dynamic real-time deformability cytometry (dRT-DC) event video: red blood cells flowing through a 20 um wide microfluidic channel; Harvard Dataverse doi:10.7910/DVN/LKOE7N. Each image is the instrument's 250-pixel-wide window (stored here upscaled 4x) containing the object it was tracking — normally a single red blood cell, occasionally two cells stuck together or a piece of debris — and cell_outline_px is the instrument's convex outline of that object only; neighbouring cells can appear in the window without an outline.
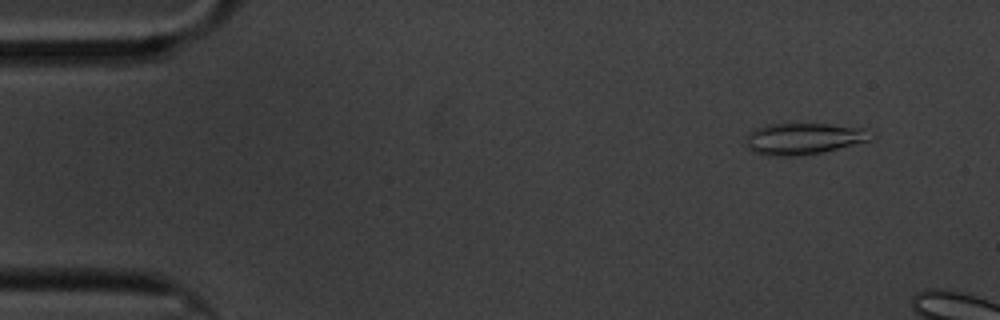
{"species": "common noctule bat (a hibernating species)", "species_latin": "Nyctalus noctula", "temperature_condition": "cold", "stored_images_in_passage": 11, "camera_frame_rate_fps": 3000, "um_per_image_px": 0.085, "animal": {"sex": "male", "body_mass_g": 20.1, "forearm_length_mm": 53.5}, "frame": {"image": 1, "passage_image": 5, "time_ms": 1.333, "image_size_px": [1000, 320], "cell_outline_px": [[876, 136], [872, 140], [820, 152], [800, 156], [768, 156], [752, 152], [748, 148], [748, 132], [756, 128], [768, 124], [828, 124], [864, 128], [876, 132]], "centroid_in_image_um": [68.36, 11.78], "position_along_channel_um": 16.6, "area_um2": 23.06}}